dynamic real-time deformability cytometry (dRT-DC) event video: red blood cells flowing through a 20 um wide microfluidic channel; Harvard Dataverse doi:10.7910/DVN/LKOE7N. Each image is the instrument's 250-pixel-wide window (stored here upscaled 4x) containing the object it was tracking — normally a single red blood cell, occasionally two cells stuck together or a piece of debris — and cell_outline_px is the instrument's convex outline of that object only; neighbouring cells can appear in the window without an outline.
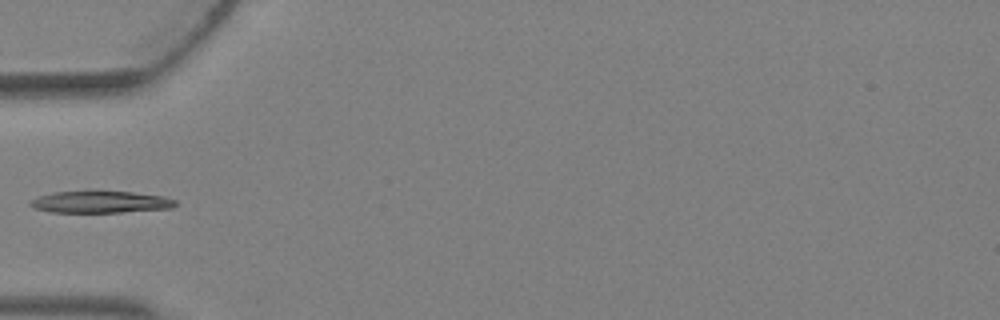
{"species": "Egyptian fruit bat (a non-hibernating species)", "species_latin": "Rousettus aegyptiacus", "temperature_condition": "warm", "stored_images_in_passage": 3, "camera_frame_rate_fps": 3000, "um_per_image_px": 0.085, "animal": {"sex": "female"}, "frame": {"image": 1, "passage_image": 3, "time_ms": 0.667, "image_size_px": [1000, 320], "cell_outline_px": [[180, 204], [172, 208], [120, 212], [52, 212], [36, 208], [28, 204], [32, 200], [40, 196], [52, 192], [132, 192], [164, 196], [176, 200]], "centroid_in_image_um": [8.62, 17.17], "position_along_channel_um": 76.4, "area_um2": 18.21}}